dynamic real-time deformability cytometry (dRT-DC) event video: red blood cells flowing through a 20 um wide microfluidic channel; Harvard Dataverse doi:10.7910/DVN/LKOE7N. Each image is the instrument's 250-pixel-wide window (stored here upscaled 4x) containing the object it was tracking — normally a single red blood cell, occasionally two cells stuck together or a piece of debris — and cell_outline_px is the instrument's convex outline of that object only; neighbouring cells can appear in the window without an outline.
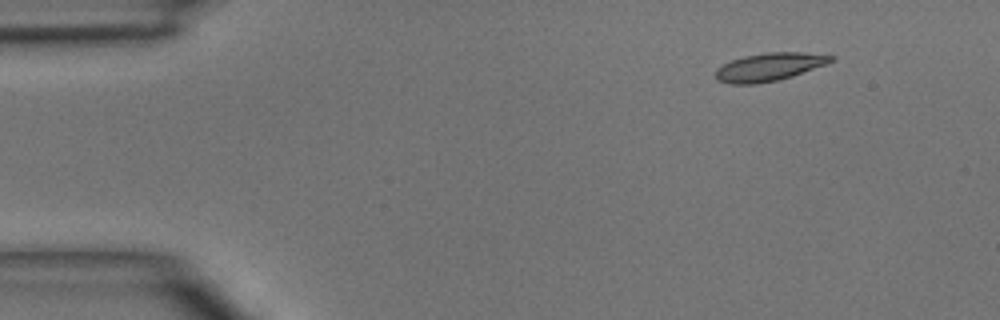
{"species": "common noctule bat (a hibernating species)", "species_latin": "Nyctalus noctula", "temperature_condition": "room temperature", "stored_images_in_passage": 4, "segment_of_instrument_passage": [2, 2], "camera_frame_rate_fps": 3000, "um_per_image_px": 0.085, "animal": {"sex": "male", "body_mass_g": 15.6}, "frame": {"image": 1, "passage_image": 4, "time_ms": 4.333, "image_size_px": [1000, 320], "cell_outline_px": [[836, 60], [828, 64], [792, 76], [776, 80], [756, 84], [732, 84], [716, 80], [716, 68], [732, 60], [744, 56], [768, 52], [800, 52], [836, 56]], "centroid_in_image_um": [65.42, 5.68], "position_along_channel_um": 19.6, "area_um2": 18.84}}